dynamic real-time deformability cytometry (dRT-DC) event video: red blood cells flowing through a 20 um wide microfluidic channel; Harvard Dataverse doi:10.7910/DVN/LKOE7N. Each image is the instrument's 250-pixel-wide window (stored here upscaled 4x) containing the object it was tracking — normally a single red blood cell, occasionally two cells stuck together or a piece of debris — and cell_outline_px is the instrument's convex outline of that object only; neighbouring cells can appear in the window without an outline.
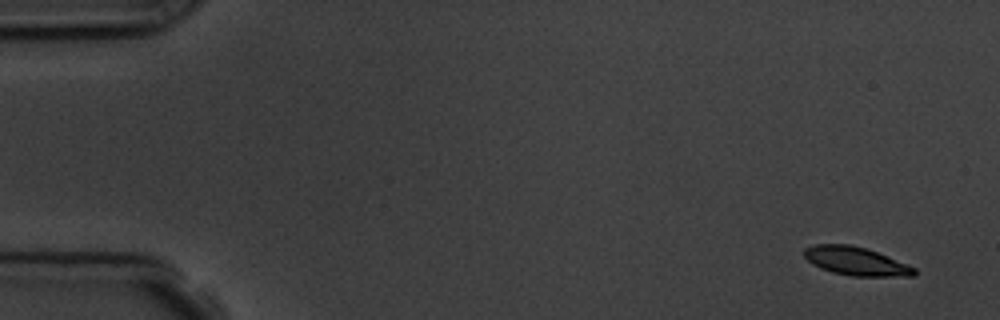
{"species": "common noctule bat (a hibernating species)", "species_latin": "Nyctalus noctula", "temperature_condition": "room temperature", "stored_images_in_passage": 5, "camera_frame_rate_fps": 3000, "um_per_image_px": 0.085, "animal": {"sex": "male", "body_mass_g": 19.5, "forearm_length_mm": 54.6}, "frame": {"image": 1, "passage_image": 1, "time_ms": 0.0, "image_size_px": [1000, 320], "cell_outline_px": [[916, 276], [852, 276], [832, 272], [820, 268], [812, 264], [804, 256], [804, 248], [816, 244], [848, 244], [864, 248], [876, 252], [916, 268]], "centroid_in_image_um": [72.72, 22.2], "position_along_channel_um": 12.3, "area_um2": 18.03}}
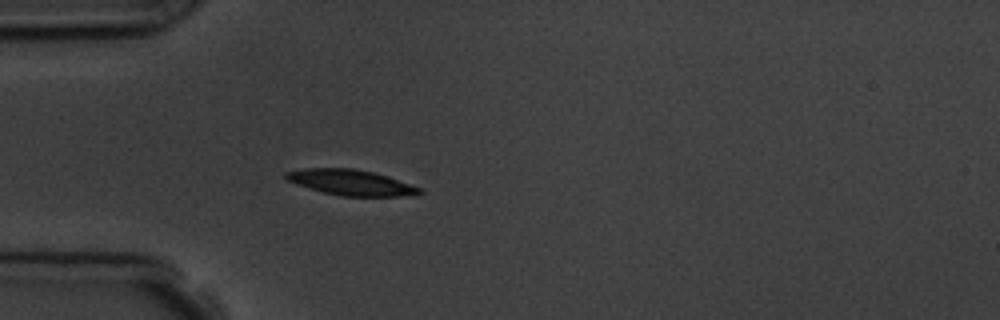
{"frame": {"image": 2, "passage_image": 5, "time_ms": 4.333, "image_size_px": [1000, 320], "cell_outline_px": [[424, 192], [416, 196], [340, 196], [324, 192], [296, 184], [288, 180], [284, 176], [284, 172], [304, 168], [352, 168], [372, 172], [420, 188]], "centroid_in_image_um": [29.8, 15.52], "position_along_channel_um": 55.2, "area_um2": 19.65}}